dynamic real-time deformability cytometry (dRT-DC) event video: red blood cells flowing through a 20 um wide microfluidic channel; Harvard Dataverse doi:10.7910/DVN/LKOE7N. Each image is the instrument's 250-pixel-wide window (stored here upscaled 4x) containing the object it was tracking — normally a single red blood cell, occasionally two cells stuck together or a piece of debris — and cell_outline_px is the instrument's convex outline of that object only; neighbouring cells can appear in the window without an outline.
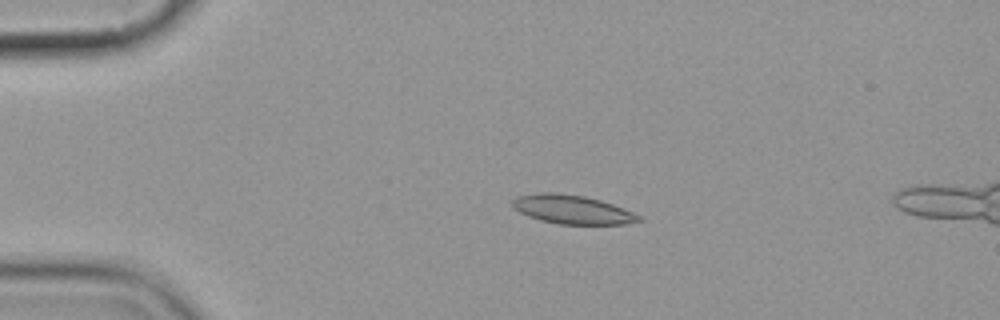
{"species": "common noctule bat (a hibernating species)", "species_latin": "Nyctalus noctula", "temperature_condition": "cold", "stored_images_in_passage": 6, "camera_frame_rate_fps": 3000, "um_per_image_px": 0.085, "animal": {"sex": "female", "body_mass_g": 19.9}, "frame": {"image": 1, "passage_image": 4, "time_ms": 3.333, "image_size_px": [1000, 320], "cell_outline_px": [[644, 220], [628, 224], [560, 224], [540, 220], [528, 216], [512, 208], [512, 200], [516, 196], [536, 192], [556, 192], [584, 196], [600, 200], [624, 208], [640, 216]], "centroid_in_image_um": [48.61, 17.8], "position_along_channel_um": 36.4, "area_um2": 21.39}}